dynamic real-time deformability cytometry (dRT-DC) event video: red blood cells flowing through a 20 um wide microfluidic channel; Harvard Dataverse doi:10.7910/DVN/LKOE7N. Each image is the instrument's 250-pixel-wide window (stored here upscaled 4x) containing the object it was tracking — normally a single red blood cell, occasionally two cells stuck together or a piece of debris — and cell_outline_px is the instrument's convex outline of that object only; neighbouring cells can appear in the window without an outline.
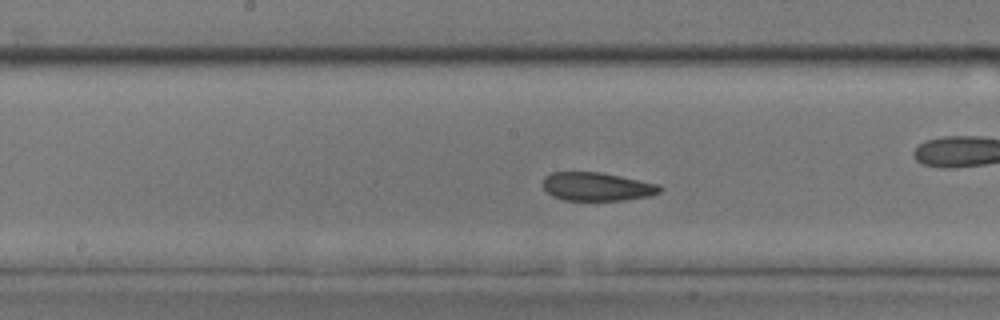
{"species": "common noctule bat (a hibernating species)", "species_latin": "Nyctalus noctula", "temperature_condition": "room temperature", "stored_images_in_passage": 41, "camera_frame_rate_fps": 3000, "um_per_image_px": 0.085, "animal": {"sex": "male", "body_mass_g": 17.9, "forearm_length_mm": 54.2}, "frame": {"image": 1, "passage_image": 18, "time_ms": 5.667, "image_size_px": [1000, 320], "cell_outline_px": [[664, 188], [660, 192], [648, 196], [624, 200], [564, 200], [552, 196], [544, 188], [544, 176], [552, 172], [600, 172], [660, 184]], "centroid_in_image_um": [50.76, 15.86], "position_along_channel_um": 197.4, "area_um2": 19.36}}
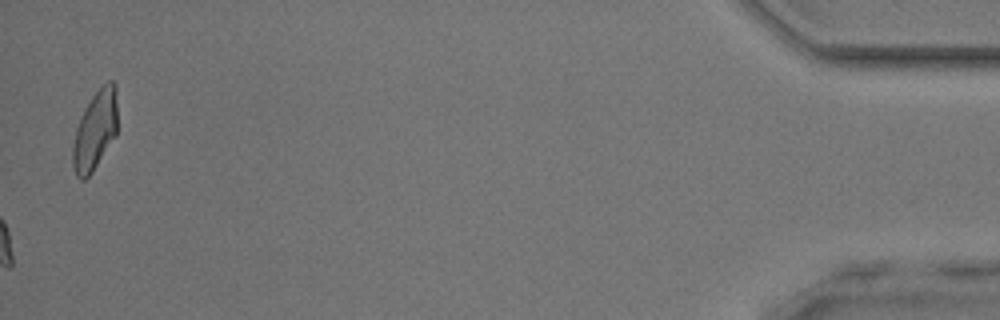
{"frame": {"image": 2, "passage_image": 41, "time_ms": 13.333, "image_size_px": [1000, 320], "cell_outline_px": [[116, 136], [92, 172], [84, 180], [80, 180], [76, 176], [72, 164], [72, 144], [76, 128], [80, 116], [84, 108], [92, 96], [108, 80], [112, 80], [116, 84]], "centroid_in_image_um": [8.06, 11.1], "position_along_channel_um": 427.1, "area_um2": 20.69}}